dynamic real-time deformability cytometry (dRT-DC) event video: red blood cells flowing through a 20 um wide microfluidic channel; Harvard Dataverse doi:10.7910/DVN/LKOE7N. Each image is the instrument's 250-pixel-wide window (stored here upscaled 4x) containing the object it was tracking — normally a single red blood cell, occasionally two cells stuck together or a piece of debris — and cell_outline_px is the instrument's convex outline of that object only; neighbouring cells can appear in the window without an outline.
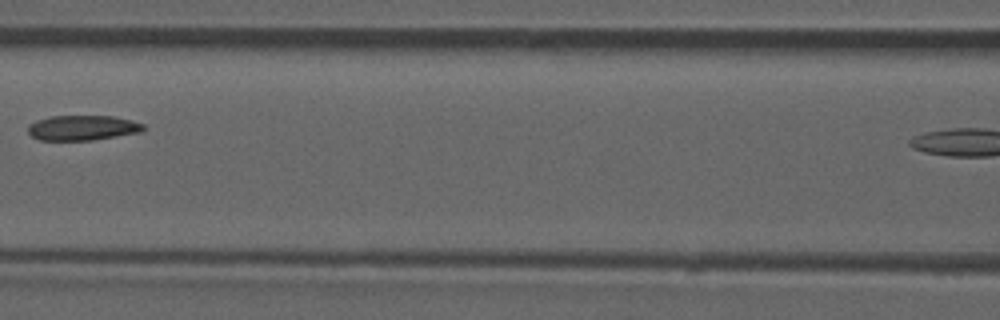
{"species": "common noctule bat (a hibernating species)", "species_latin": "Nyctalus noctula", "temperature_condition": "room temperature", "stored_images_in_passage": 6, "camera_frame_rate_fps": 3000, "um_per_image_px": 0.085, "animal": {"sex": "male", "forearm_length_mm": 52.5}, "frame": {"image": 1, "passage_image": 4, "time_ms": 3.667, "image_size_px": [1000, 320], "cell_outline_px": [[144, 128], [140, 132], [92, 140], [40, 140], [32, 136], [28, 132], [28, 124], [36, 120], [52, 116], [112, 116], [132, 120], [144, 124]], "centroid_in_image_um": [6.99, 10.86], "position_along_channel_um": 159.6, "area_um2": 16.76}}